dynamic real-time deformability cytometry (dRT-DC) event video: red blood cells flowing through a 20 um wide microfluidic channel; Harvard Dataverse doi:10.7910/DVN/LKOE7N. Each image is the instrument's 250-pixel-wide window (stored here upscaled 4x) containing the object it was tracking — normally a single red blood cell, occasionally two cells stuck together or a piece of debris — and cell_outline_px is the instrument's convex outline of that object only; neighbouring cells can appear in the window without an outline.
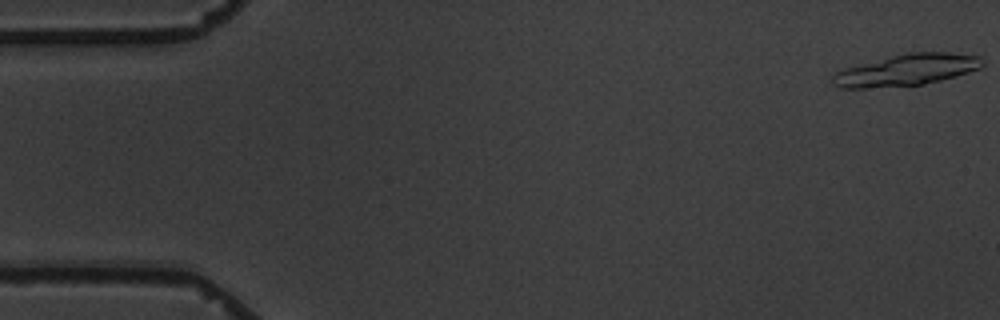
{"species": "common noctule bat (a hibernating species)", "species_latin": "Nyctalus noctula", "temperature_condition": "warm", "stored_images_in_passage": 4, "camera_frame_rate_fps": 3000, "um_per_image_px": 0.085, "animal": {"sex": "male", "body_mass_g": 19.5, "forearm_length_mm": 54.6}, "frame": {"image": 1, "passage_image": 1, "time_ms": 0.0, "image_size_px": [1000, 320], "cell_outline_px": [[984, 64], [980, 68], [956, 76], [924, 84], [864, 88], [840, 88], [832, 84], [832, 76], [836, 72], [844, 68], [908, 52], [948, 52], [980, 56], [984, 60]], "centroid_in_image_um": [77.07, 5.94], "position_along_channel_um": 7.9, "area_um2": 27.28}}